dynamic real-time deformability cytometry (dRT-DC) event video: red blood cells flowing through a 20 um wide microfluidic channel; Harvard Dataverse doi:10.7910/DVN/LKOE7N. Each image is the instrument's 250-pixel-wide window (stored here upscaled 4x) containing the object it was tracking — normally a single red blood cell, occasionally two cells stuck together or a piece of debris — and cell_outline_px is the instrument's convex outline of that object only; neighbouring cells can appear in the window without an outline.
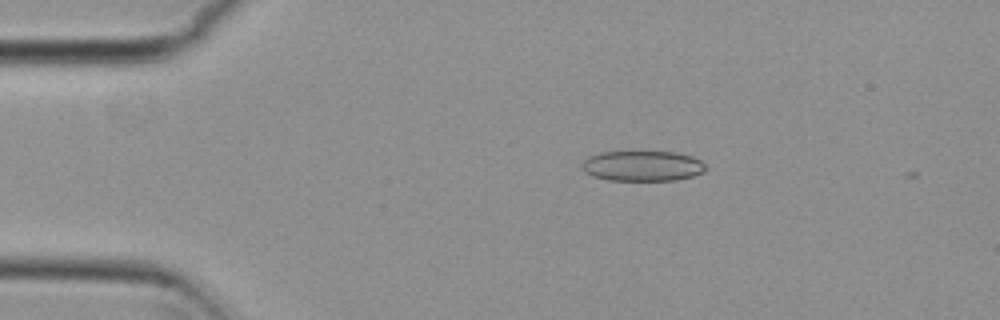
{"species": "common noctule bat (a hibernating species)", "species_latin": "Nyctalus noctula", "temperature_condition": "cold", "stored_images_in_passage": 8, "camera_frame_rate_fps": 3000, "um_per_image_px": 0.085, "animal": {"sex": "female", "body_mass_g": 29.2, "forearm_length_mm": 56.3}, "frame": {"image": 1, "passage_image": 2, "time_ms": 0.333, "image_size_px": [1000, 320], "cell_outline_px": [[708, 168], [704, 172], [692, 176], [676, 180], [608, 180], [592, 176], [584, 172], [580, 164], [588, 156], [600, 152], [676, 152], [692, 156], [700, 160]], "centroid_in_image_um": [54.6, 14.1], "position_along_channel_um": 30.4, "area_um2": 22.02}}
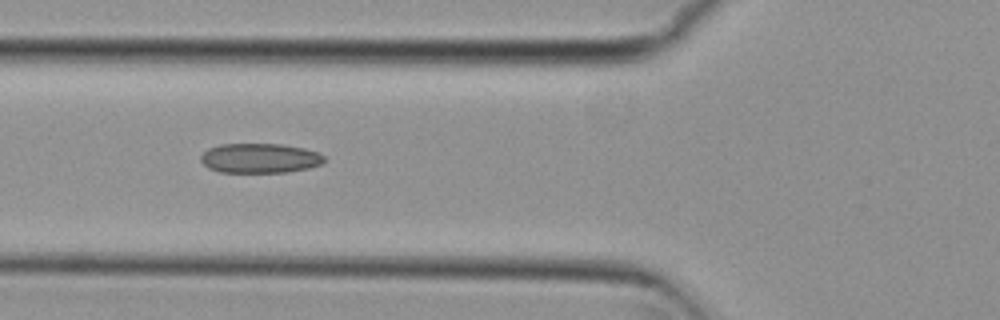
{"frame": {"image": 2, "passage_image": 5, "time_ms": 1.333, "image_size_px": [1000, 320], "cell_outline_px": [[324, 164], [308, 168], [288, 172], [220, 172], [208, 168], [200, 160], [200, 156], [208, 148], [220, 144], [284, 144], [304, 148], [320, 152], [324, 156]], "centroid_in_image_um": [22.11, 13.44], "position_along_channel_um": 103.7, "area_um2": 21.56}}
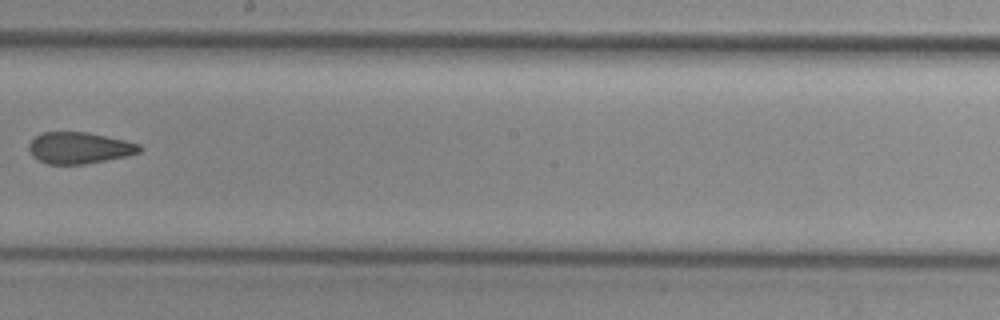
{"frame": {"image": 3, "passage_image": 8, "time_ms": 2.333, "image_size_px": [1000, 320], "cell_outline_px": [[144, 148], [140, 152], [128, 156], [84, 164], [48, 164], [32, 156], [28, 148], [28, 144], [40, 132], [88, 132], [124, 140], [140, 144]], "centroid_in_image_um": [6.75, 12.57], "position_along_channel_um": 241.4, "area_um2": 20.35}}